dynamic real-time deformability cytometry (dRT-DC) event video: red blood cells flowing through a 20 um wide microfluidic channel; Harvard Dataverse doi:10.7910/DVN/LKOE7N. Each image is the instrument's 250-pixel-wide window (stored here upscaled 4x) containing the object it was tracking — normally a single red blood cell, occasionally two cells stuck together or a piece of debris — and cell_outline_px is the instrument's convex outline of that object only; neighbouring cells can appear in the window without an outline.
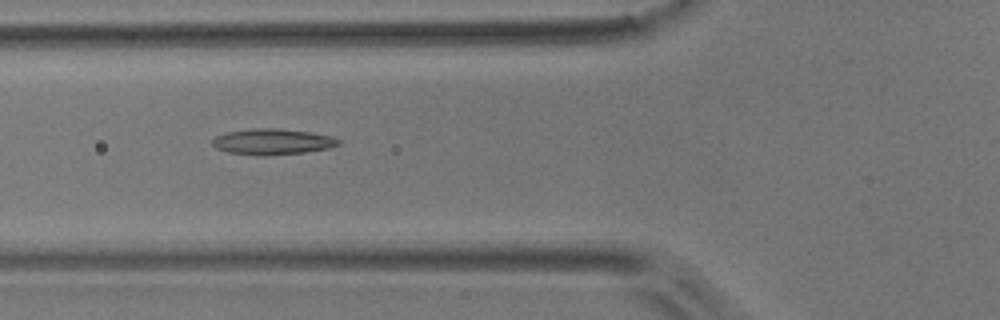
{"species": "common noctule bat (a hibernating species)", "species_latin": "Nyctalus noctula", "temperature_condition": "room temperature", "stored_images_in_passage": 4, "camera_frame_rate_fps": 3000, "um_per_image_px": 0.085, "animal": {"sex": "male", "body_mass_g": 17.9}, "frame": {"image": 1, "passage_image": 2, "time_ms": 0.333, "image_size_px": [1000, 320], "cell_outline_px": [[340, 144], [328, 148], [304, 152], [264, 156], [260, 156], [228, 152], [216, 148], [212, 144], [212, 140], [216, 136], [228, 132], [252, 128], [280, 128], [312, 132], [328, 136], [340, 140]], "centroid_in_image_um": [23.14, 12.04], "position_along_channel_um": 102.7, "area_um2": 18.96}}
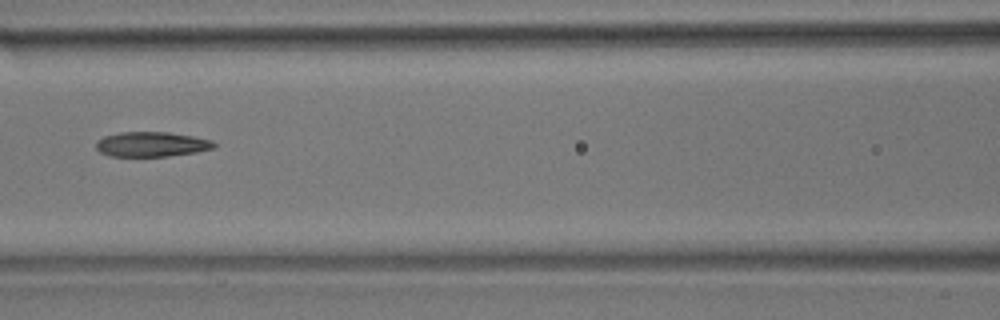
{"frame": {"image": 2, "passage_image": 3, "time_ms": 0.667, "image_size_px": [1000, 320], "cell_outline_px": [[216, 144], [212, 148], [196, 152], [168, 156], [108, 156], [100, 152], [96, 148], [96, 140], [104, 136], [120, 132], [168, 132], [192, 136], [212, 140]], "centroid_in_image_um": [12.84, 12.26], "position_along_channel_um": 153.8, "area_um2": 17.05}}
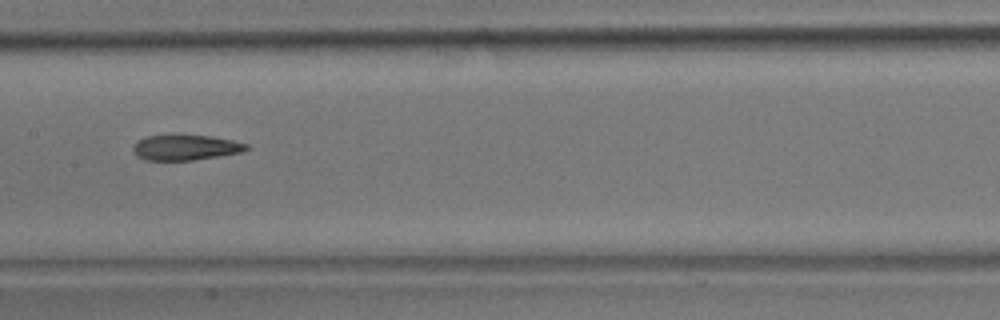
{"frame": {"image": 3, "passage_image": 4, "time_ms": 1.0, "image_size_px": [1000, 320], "cell_outline_px": [[252, 148], [240, 152], [192, 160], [144, 160], [136, 156], [132, 152], [132, 144], [136, 140], [144, 136], [176, 132], [180, 132], [212, 136], [232, 140], [248, 144]], "centroid_in_image_um": [15.68, 12.48], "position_along_channel_um": 191.7, "area_um2": 17.74}}